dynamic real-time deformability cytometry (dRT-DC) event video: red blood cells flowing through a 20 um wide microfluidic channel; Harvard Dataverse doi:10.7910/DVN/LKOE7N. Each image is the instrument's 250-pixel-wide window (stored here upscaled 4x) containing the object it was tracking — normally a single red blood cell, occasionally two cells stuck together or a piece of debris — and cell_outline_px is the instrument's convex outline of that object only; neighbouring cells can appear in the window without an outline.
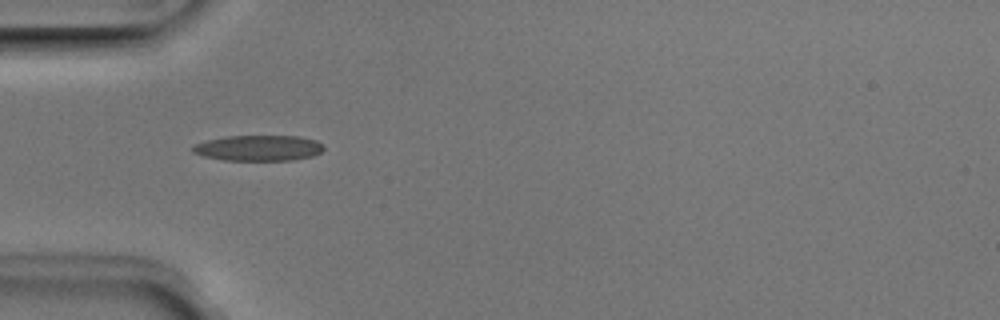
{"species": "Egyptian fruit bat (a non-hibernating species)", "species_latin": "Rousettus aegyptiacus", "temperature_condition": "room temperature", "stored_images_in_passage": 36, "camera_frame_rate_fps": 3000, "um_per_image_px": 0.085, "animal": {"sex": "male"}, "frame": {"image": 1, "passage_image": 1, "time_ms": 0.0, "image_size_px": [1000, 320], "cell_outline_px": [[324, 148], [320, 152], [312, 156], [292, 160], [224, 160], [204, 156], [192, 152], [192, 148], [196, 144], [208, 140], [228, 136], [300, 136], [316, 140], [324, 144]], "centroid_in_image_um": [22.01, 12.58], "position_along_channel_um": 63.0, "area_um2": 19.48}}
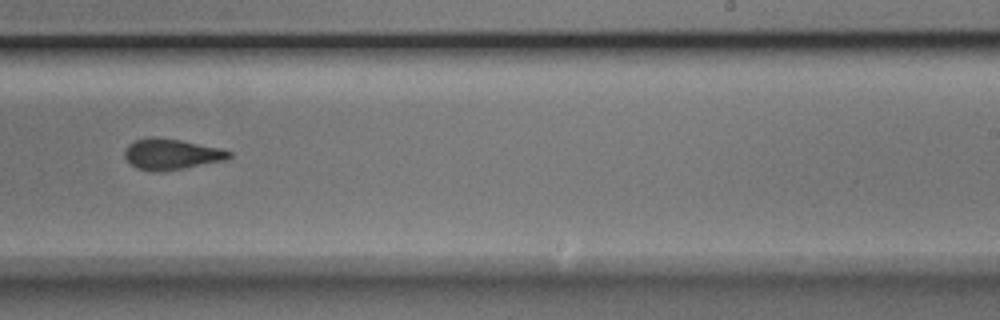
{"frame": {"image": 2, "passage_image": 17, "time_ms": 5.333, "image_size_px": [1000, 320], "cell_outline_px": [[232, 156], [228, 160], [184, 168], [136, 168], [124, 156], [124, 148], [128, 144], [136, 140], [180, 140], [220, 148], [232, 152]], "centroid_in_image_um": [14.67, 13.1], "position_along_channel_um": 274.3, "area_um2": 17.46}}
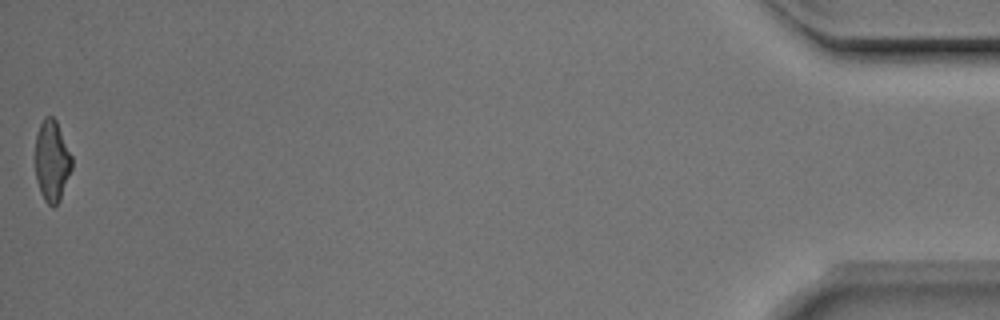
{"frame": {"image": 3, "passage_image": 36, "time_ms": 11.667, "image_size_px": [1000, 320], "cell_outline_px": [[72, 168], [60, 200], [52, 208], [44, 200], [40, 192], [36, 180], [36, 132], [44, 116], [52, 116], [56, 120], [72, 156]], "centroid_in_image_um": [4.41, 13.68], "position_along_channel_um": 430.8, "area_um2": 17.34}, "authors_computed_cell_mechanics": {"area_um2": 18.6983, "velocity_mm_per_s": 3.9953, "shape_relaxation_time_tau1_ms": 6.5302, "shape_relaxation_time_tau2_ms": 2.0816, "deformation_change_tau1": 0.1723, "deformation_change_tau2": 0.1164}}